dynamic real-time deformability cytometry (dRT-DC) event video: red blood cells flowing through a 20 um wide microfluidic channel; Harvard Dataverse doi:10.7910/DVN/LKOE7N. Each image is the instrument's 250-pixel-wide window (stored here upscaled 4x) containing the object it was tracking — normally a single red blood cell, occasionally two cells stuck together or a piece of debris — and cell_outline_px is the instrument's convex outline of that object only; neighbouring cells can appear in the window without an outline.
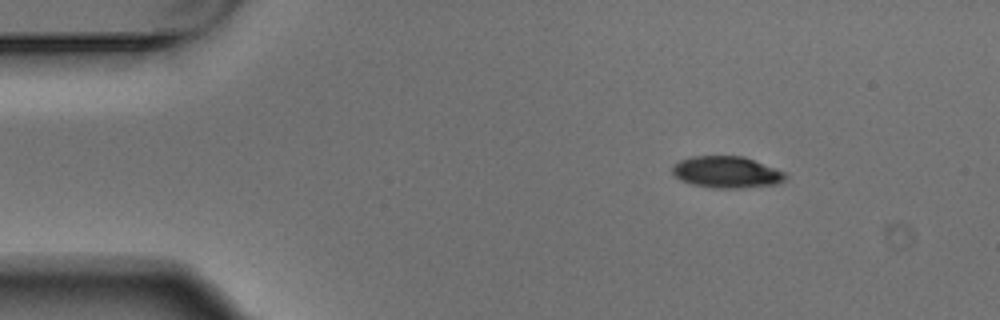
{"species": "Egyptian fruit bat (a non-hibernating species)", "species_latin": "Rousettus aegyptiacus", "temperature_condition": "warm", "stored_images_in_passage": 3, "camera_frame_rate_fps": 3000, "um_per_image_px": 0.085, "animal": {"sex": "male"}, "frame": {"image": 1, "passage_image": 1, "time_ms": 0.0, "image_size_px": [1000, 320], "cell_outline_px": [[788, 176], [784, 180], [776, 184], [740, 188], [712, 188], [688, 184], [680, 180], [672, 172], [672, 168], [680, 160], [692, 156], [744, 156], [784, 172]], "centroid_in_image_um": [61.74, 14.64], "position_along_channel_um": 23.3, "area_um2": 20.81}}